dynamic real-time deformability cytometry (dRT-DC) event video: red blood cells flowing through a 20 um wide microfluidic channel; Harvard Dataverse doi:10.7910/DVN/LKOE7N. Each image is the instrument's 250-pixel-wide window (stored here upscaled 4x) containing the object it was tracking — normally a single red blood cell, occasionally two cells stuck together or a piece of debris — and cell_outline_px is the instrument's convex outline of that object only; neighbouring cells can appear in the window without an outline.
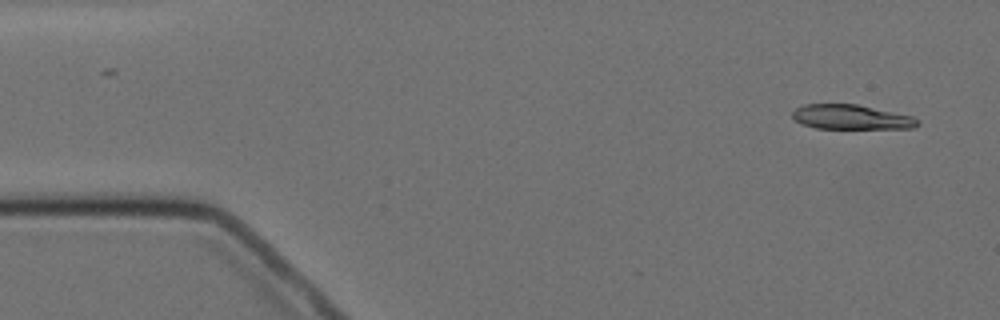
{"species": "Egyptian fruit bat (a non-hibernating species)", "species_latin": "Rousettus aegyptiacus", "temperature_condition": "cold", "stored_images_in_passage": 6, "camera_frame_rate_fps": 3000, "um_per_image_px": 0.085, "animal": {"sex": "female"}, "frame": {"image": 1, "passage_image": 1, "time_ms": 0.0, "image_size_px": [1000, 320], "cell_outline_px": [[920, 124], [912, 128], [816, 128], [804, 124], [796, 120], [792, 116], [792, 112], [796, 108], [804, 104], [856, 104], [912, 116], [920, 120]], "centroid_in_image_um": [72.36, 9.95], "position_along_channel_um": 12.6, "area_um2": 17.74}}
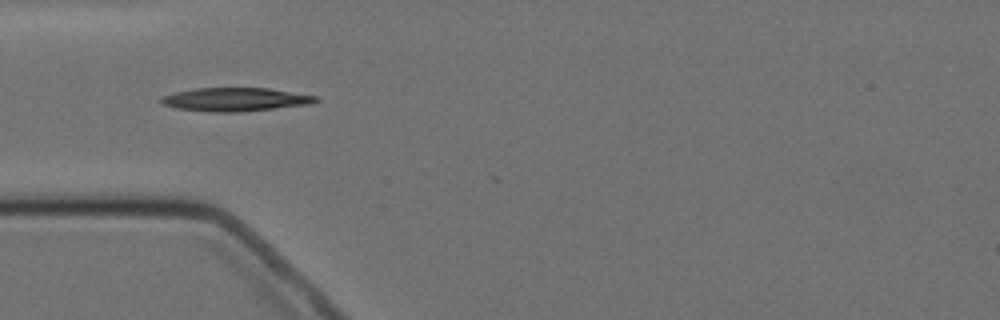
{"frame": {"image": 2, "passage_image": 4, "time_ms": 4.333, "image_size_px": [1000, 320], "cell_outline_px": [[320, 100], [312, 104], [240, 112], [208, 112], [176, 108], [160, 104], [160, 96], [176, 92], [196, 88], [268, 88], [316, 96]], "centroid_in_image_um": [19.97, 8.46], "position_along_channel_um": 65.0, "area_um2": 21.27}}
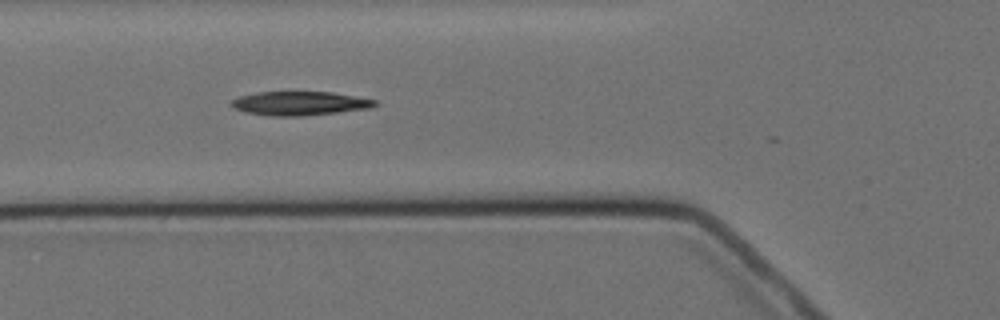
{"frame": {"image": 3, "passage_image": 5, "time_ms": 5.333, "image_size_px": [1000, 320], "cell_outline_px": [[376, 104], [368, 108], [336, 112], [300, 116], [272, 116], [244, 112], [232, 108], [228, 104], [232, 100], [240, 96], [256, 92], [332, 92], [376, 100]], "centroid_in_image_um": [25.38, 8.78], "position_along_channel_um": 100.4, "area_um2": 19.83}}